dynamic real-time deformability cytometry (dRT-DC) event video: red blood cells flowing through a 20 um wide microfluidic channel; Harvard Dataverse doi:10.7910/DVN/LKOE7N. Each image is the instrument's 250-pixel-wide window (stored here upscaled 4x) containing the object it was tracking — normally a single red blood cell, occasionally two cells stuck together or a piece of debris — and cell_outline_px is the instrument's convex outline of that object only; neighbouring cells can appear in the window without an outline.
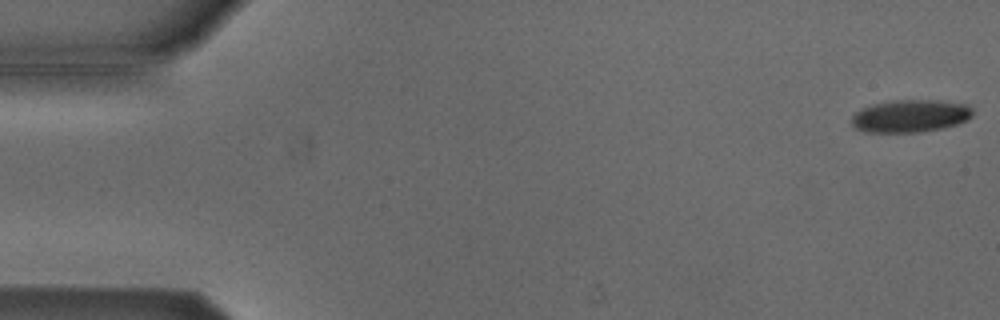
{"species": "Egyptian fruit bat (a non-hibernating species)", "species_latin": "Rousettus aegyptiacus", "temperature_condition": "cold", "stored_images_in_passage": 53, "camera_frame_rate_fps": 3000, "um_per_image_px": 0.085, "animal": {"sex": "male"}, "frame": {"image": 1, "passage_image": 1, "time_ms": 0.0, "image_size_px": [1000, 320], "cell_outline_px": [[972, 116], [968, 120], [956, 124], [940, 128], [916, 132], [864, 132], [856, 128], [852, 124], [852, 116], [856, 112], [872, 104], [896, 100], [940, 100], [968, 104], [972, 108]], "centroid_in_image_um": [77.4, 9.85], "position_along_channel_um": 7.6, "area_um2": 22.89}}
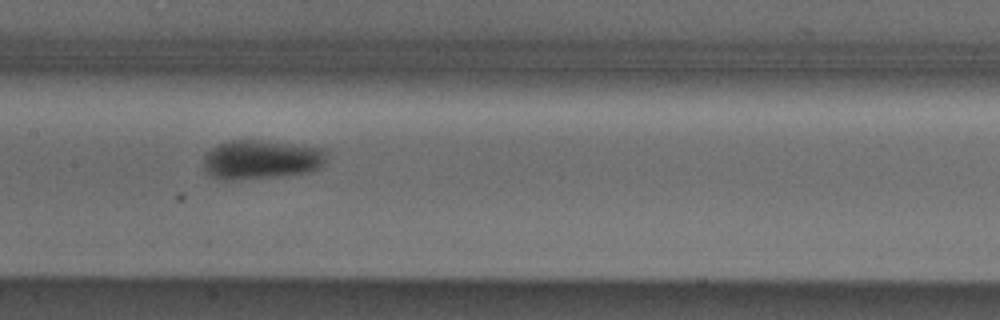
{"frame": {"image": 2, "passage_image": 26, "time_ms": 8.333, "image_size_px": [1000, 320], "cell_outline_px": [[328, 156], [324, 164], [320, 168], [308, 172], [276, 176], [232, 180], [224, 180], [208, 172], [204, 168], [204, 156], [212, 148], [220, 144], [232, 140], [260, 140], [324, 148]], "centroid_in_image_um": [22.25, 13.55], "position_along_channel_um": 185.1, "area_um2": 27.8}}
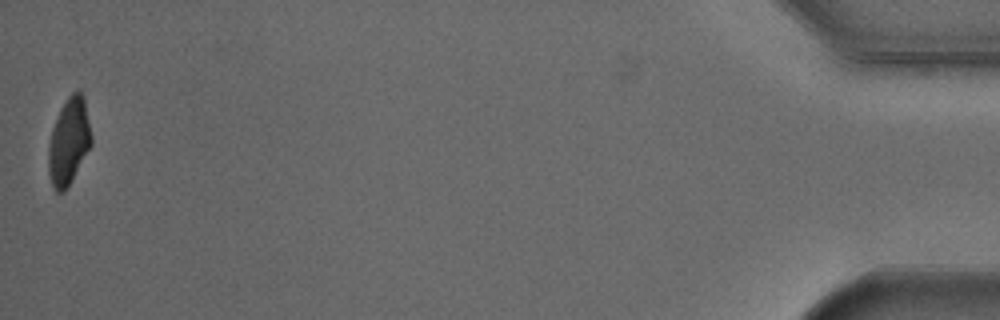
{"frame": {"image": 3, "passage_image": 53, "time_ms": 17.333, "image_size_px": [1000, 320], "cell_outline_px": [[92, 144], [68, 188], [64, 192], [56, 192], [52, 184], [48, 172], [48, 144], [52, 128], [60, 108], [68, 96], [72, 92], [80, 92], [84, 96], [92, 136]], "centroid_in_image_um": [5.85, 12.04], "position_along_channel_um": 429.4, "area_um2": 21.85}, "authors_computed_cell_mechanics": {"area_um2": 25.0274, "velocity_mm_per_s": 3.8383, "shape_relaxation_time_tau1_ms": 2.7038, "shape_relaxation_time_tau2_ms": null, "deformation_change_tau1": 0.1031, "deformation_change_tau2": null}}